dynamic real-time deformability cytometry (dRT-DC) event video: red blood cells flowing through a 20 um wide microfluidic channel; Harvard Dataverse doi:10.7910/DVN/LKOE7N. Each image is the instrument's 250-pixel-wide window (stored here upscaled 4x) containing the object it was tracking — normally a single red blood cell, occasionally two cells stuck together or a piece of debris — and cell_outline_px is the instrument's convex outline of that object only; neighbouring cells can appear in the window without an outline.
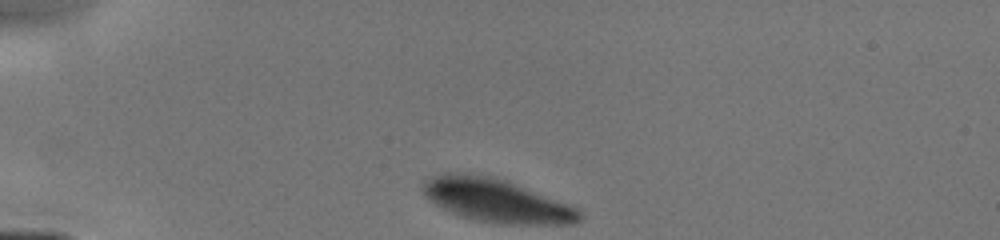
{"species": "human", "species_latin": "Homo sapiens", "temperature_condition": "cold", "stored_images_in_passage": 17, "camera_frame_rate_fps": 3000, "um_per_image_px": 0.085, "donor": {"sex": "male"}, "frame": {"image": 1, "passage_image": 1, "time_ms": 0.0, "image_size_px": [1000, 240], "cell_outline_px": [[584, 216], [576, 224], [500, 224], [476, 220], [460, 216], [448, 212], [428, 200], [420, 188], [432, 176], [440, 172], [456, 172], [492, 176], [504, 180], [576, 208]], "centroid_in_image_um": [42.12, 17.05], "position_along_channel_um": 42.9, "area_um2": 39.36}}
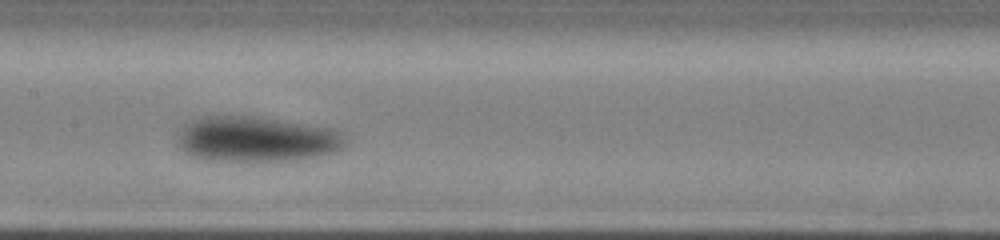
{"frame": {"image": 2, "passage_image": 10, "time_ms": 4.333, "image_size_px": [1000, 240], "cell_outline_px": [[348, 140], [336, 152], [320, 156], [296, 160], [204, 160], [192, 156], [184, 152], [176, 144], [176, 132], [188, 120], [200, 116], [256, 116], [336, 128], [344, 132]], "centroid_in_image_um": [21.78, 11.81], "position_along_channel_um": 185.6, "area_um2": 45.32}}
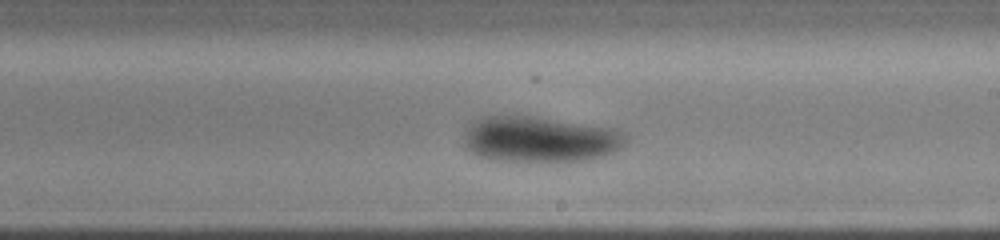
{"frame": {"image": 3, "passage_image": 16, "time_ms": 5.667, "image_size_px": [1000, 240], "cell_outline_px": [[628, 144], [612, 152], [592, 160], [492, 160], [480, 156], [464, 148], [464, 132], [468, 124], [480, 116], [532, 116], [616, 128], [624, 132], [628, 136]], "centroid_in_image_um": [45.9, 11.82], "position_along_channel_um": 243.1, "area_um2": 43.41}}